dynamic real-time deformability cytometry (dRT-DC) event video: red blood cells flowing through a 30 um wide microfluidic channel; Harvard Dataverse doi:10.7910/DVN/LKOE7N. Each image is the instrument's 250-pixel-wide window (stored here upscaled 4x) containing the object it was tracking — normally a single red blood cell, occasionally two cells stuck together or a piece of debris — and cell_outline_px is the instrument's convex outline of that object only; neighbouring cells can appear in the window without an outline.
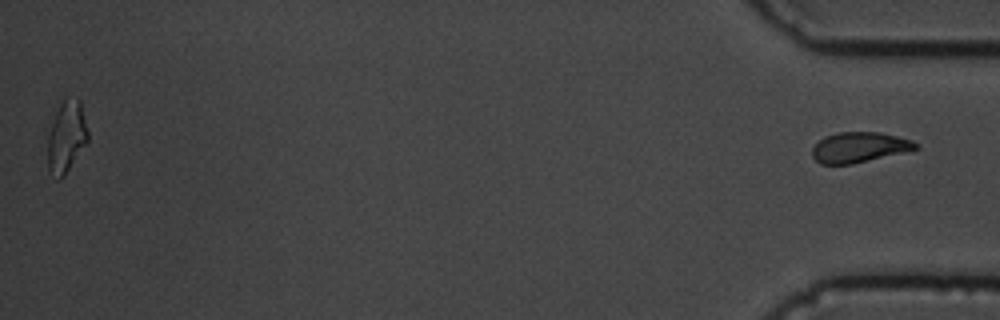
{"species": "common noctule bat (a hibernating species)", "species_latin": "Nyctalus noctula", "temperature_condition": "cold", "stored_images_in_passage": 56, "segment_of_instrument_passage": [2, 2], "camera_frame_rate_fps": 3000, "um_per_image_px": 0.085, "animal": {"sex": "male", "body_mass_g": 19.5, "forearm_length_mm": 54.6}, "frame": {"image": 1, "passage_image": 56, "time_ms": 18.333, "image_size_px": [1000, 320], "cell_outline_px": [[920, 148], [852, 164], [820, 164], [812, 156], [812, 148], [824, 136], [840, 132], [880, 132], [912, 140], [920, 144]], "centroid_in_image_um": [73.04, 12.51], "position_along_channel_um": 362.2, "area_um2": 18.21}}